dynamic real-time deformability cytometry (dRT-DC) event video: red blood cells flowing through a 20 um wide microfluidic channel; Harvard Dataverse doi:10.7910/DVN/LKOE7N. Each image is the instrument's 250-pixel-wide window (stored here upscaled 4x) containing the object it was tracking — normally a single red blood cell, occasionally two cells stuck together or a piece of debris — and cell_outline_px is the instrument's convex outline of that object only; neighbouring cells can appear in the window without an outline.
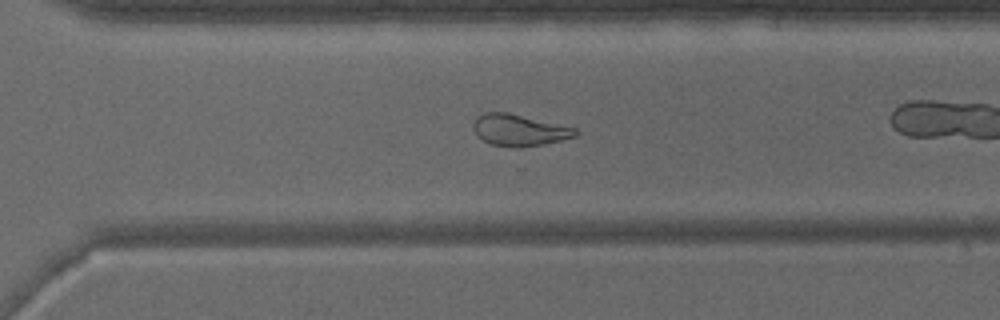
{"species": "common noctule bat (a hibernating species)", "species_latin": "Nyctalus noctula", "temperature_condition": "warm", "stored_images_in_passage": 37, "camera_frame_rate_fps": 3000, "um_per_image_px": 0.085, "animal": {"sex": "male", "body_mass_g": 15.6}, "frame": {"image": 1, "passage_image": 32, "time_ms": 10.333, "image_size_px": [1000, 320], "cell_outline_px": [[580, 132], [576, 136], [544, 144], [520, 148], [512, 148], [492, 144], [476, 136], [472, 128], [472, 124], [476, 116], [484, 112], [508, 112], [576, 128]], "centroid_in_image_um": [44.1, 11.06], "position_along_channel_um": 326.5, "area_um2": 19.02}}